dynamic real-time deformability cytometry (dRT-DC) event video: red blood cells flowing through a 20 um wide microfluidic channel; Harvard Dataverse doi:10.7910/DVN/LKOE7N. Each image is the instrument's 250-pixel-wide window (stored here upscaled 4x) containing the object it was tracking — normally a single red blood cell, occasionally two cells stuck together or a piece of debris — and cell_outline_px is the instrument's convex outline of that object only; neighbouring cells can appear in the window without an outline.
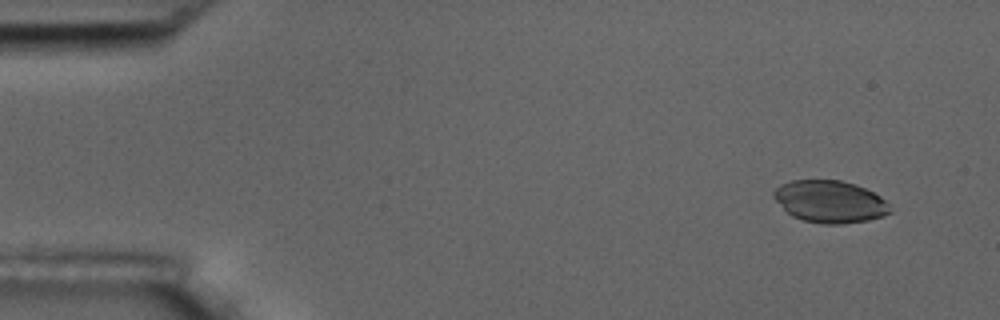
{"species": "common noctule bat (a hibernating species)", "species_latin": "Nyctalus noctula", "temperature_condition": "room temperature", "stored_images_in_passage": 5, "camera_frame_rate_fps": 3000, "um_per_image_px": 0.085, "animal": {"sex": "male", "body_mass_g": 17.5, "forearm_length_mm": 52.3}, "frame": {"image": 1, "passage_image": 1, "time_ms": 0.0, "image_size_px": [1000, 320], "cell_outline_px": [[892, 212], [884, 216], [868, 220], [844, 224], [820, 224], [804, 220], [792, 216], [772, 196], [772, 192], [780, 184], [792, 180], [840, 180], [856, 184], [880, 196], [888, 204]], "centroid_in_image_um": [70.54, 17.14], "position_along_channel_um": 14.5, "area_um2": 28.61}}
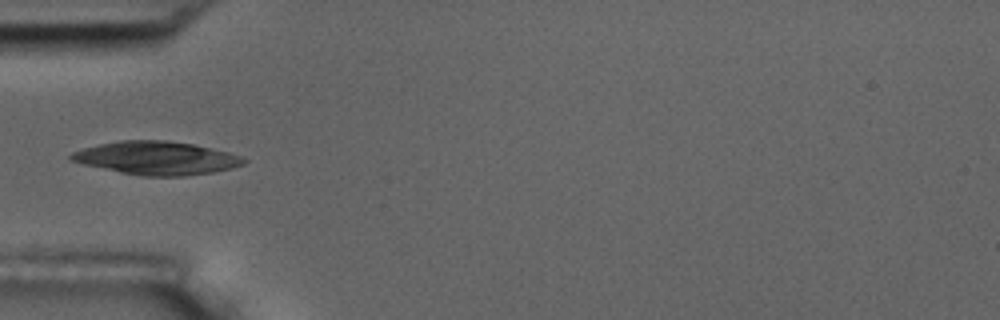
{"frame": {"image": 2, "passage_image": 5, "time_ms": 4.667, "image_size_px": [1000, 320], "cell_outline_px": [[248, 160], [244, 164], [232, 168], [212, 172], [184, 176], [140, 176], [120, 172], [84, 164], [68, 160], [68, 156], [72, 152], [84, 148], [100, 144], [120, 140], [164, 140], [192, 144], [212, 148], [228, 152], [240, 156]], "centroid_in_image_um": [13.3, 13.43], "position_along_channel_um": 71.7, "area_um2": 33.35}}